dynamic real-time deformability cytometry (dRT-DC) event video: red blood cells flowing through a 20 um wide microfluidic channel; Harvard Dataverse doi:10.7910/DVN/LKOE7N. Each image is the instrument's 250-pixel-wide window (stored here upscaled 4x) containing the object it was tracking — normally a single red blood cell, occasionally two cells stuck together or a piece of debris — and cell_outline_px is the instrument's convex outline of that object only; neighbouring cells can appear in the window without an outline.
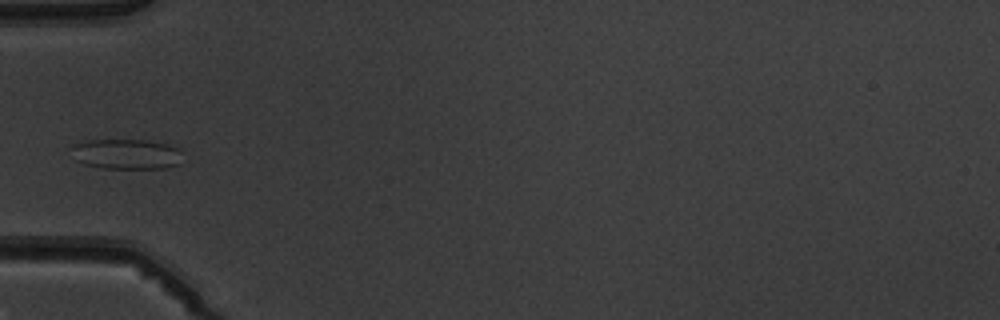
{"species": "common noctule bat (a hibernating species)", "species_latin": "Nyctalus noctula", "temperature_condition": "warm", "stored_images_in_passage": 5, "camera_frame_rate_fps": 3000, "um_per_image_px": 0.085, "animal": {"sex": "male", "body_mass_g": 19.5, "forearm_length_mm": 54.6}, "frame": {"image": 1, "passage_image": 5, "time_ms": 4.667, "image_size_px": [1000, 320], "cell_outline_px": [[180, 164], [164, 168], [104, 168], [84, 164], [76, 160], [68, 148], [72, 144], [88, 140], [144, 140], [168, 144], [180, 148]], "centroid_in_image_um": [10.7, 13.09], "position_along_channel_um": 74.3, "area_um2": 19.71}}